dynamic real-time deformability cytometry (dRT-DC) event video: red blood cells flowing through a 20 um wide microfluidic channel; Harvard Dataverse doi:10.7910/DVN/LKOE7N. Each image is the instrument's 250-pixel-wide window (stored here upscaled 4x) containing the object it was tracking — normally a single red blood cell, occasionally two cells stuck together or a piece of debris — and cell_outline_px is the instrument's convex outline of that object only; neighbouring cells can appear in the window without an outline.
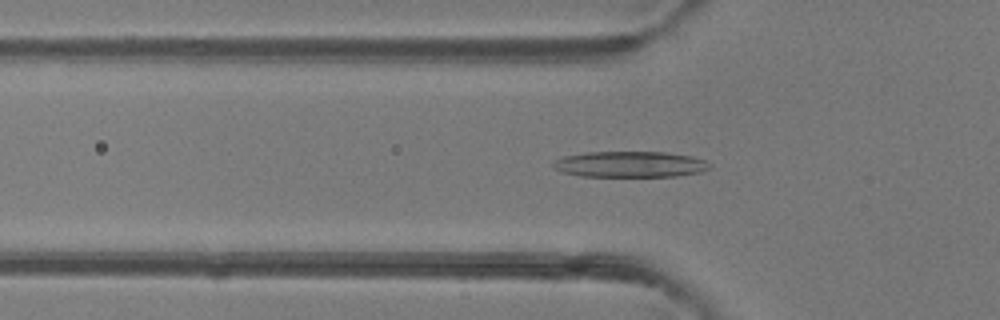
{"species": "common noctule bat (a hibernating species)", "species_latin": "Nyctalus noctula", "temperature_condition": "room temperature", "stored_images_in_passage": 41, "camera_frame_rate_fps": 3000, "um_per_image_px": 0.085, "animal": {"sex": "female"}, "frame": {"image": 1, "passage_image": 9, "time_ms": 2.667, "image_size_px": [1000, 320], "cell_outline_px": [[712, 168], [700, 172], [676, 176], [580, 176], [560, 172], [552, 168], [552, 164], [556, 160], [564, 156], [588, 152], [664, 152], [692, 156], [704, 160], [712, 164]], "centroid_in_image_um": [53.56, 13.97], "position_along_channel_um": 72.2, "area_um2": 23.76}}
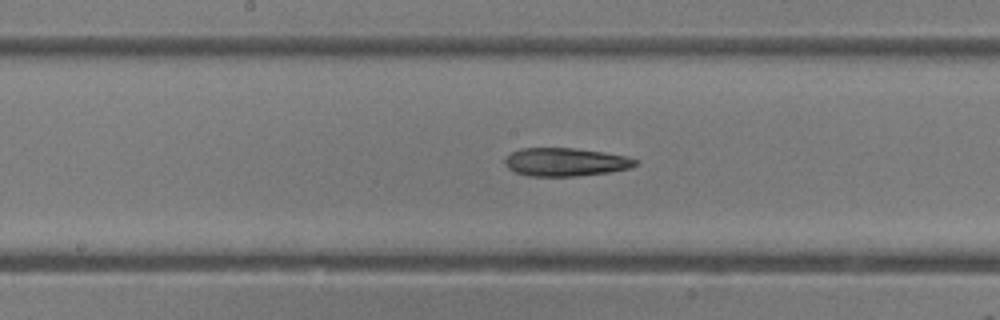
{"frame": {"image": 2, "passage_image": 18, "time_ms": 5.667, "image_size_px": [1000, 320], "cell_outline_px": [[636, 164], [628, 168], [608, 172], [576, 176], [528, 176], [516, 172], [508, 168], [504, 164], [504, 160], [512, 152], [520, 148], [576, 148], [604, 152], [628, 156], [636, 160]], "centroid_in_image_um": [48.04, 13.76], "position_along_channel_um": 200.2, "area_um2": 21.39}}
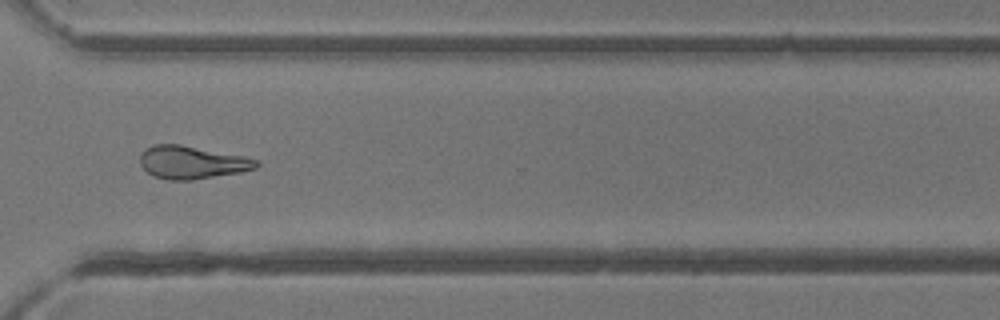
{"frame": {"image": 3, "passage_image": 29, "time_ms": 9.333, "image_size_px": [1000, 320], "cell_outline_px": [[260, 164], [256, 168], [240, 172], [192, 180], [168, 180], [152, 176], [140, 164], [140, 156], [148, 148], [156, 144], [180, 144], [244, 156], [260, 160]], "centroid_in_image_um": [16.35, 13.81], "position_along_channel_um": 354.3, "area_um2": 22.2}, "authors_computed_cell_mechanics": {"area_um2": 22.3108, "velocity_mm_per_s": 4.2151, "shape_relaxation_time_tau1_ms": 8.9899, "shape_relaxation_time_tau2_ms": 9.1206, "deformation_change_tau1": 0.2549, "deformation_change_tau2": 0.2689}}